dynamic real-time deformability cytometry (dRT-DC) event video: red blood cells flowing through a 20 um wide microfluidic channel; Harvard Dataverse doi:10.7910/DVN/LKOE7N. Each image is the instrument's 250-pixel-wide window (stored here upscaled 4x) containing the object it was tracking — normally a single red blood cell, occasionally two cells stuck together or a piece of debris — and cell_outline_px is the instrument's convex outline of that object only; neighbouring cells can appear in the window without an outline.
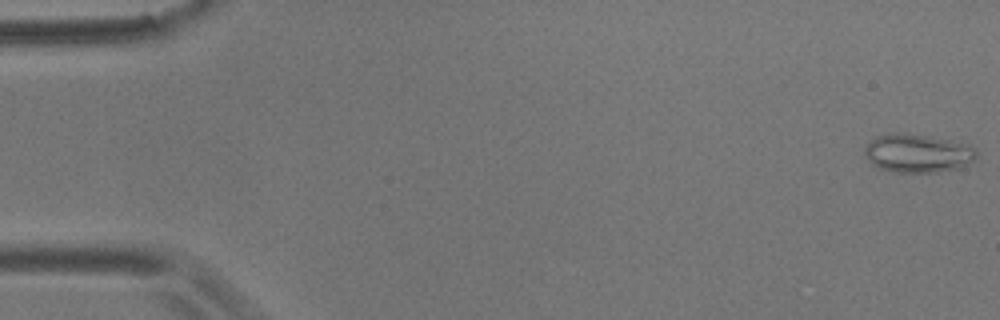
{"species": "common noctule bat (a hibernating species)", "species_latin": "Nyctalus noctula", "temperature_condition": "room temperature", "stored_images_in_passage": 59, "camera_frame_rate_fps": 3000, "um_per_image_px": 0.085, "animal": {"sex": "male", "body_mass_g": 17.9}, "frame": {"image": 1, "passage_image": 1, "time_ms": 0.0, "image_size_px": [1000, 320], "cell_outline_px": [[976, 156], [968, 164], [956, 168], [936, 172], [896, 172], [880, 168], [872, 164], [868, 160], [864, 152], [864, 148], [876, 136], [892, 132], [904, 132], [948, 140], [968, 144], [976, 148]], "centroid_in_image_um": [77.98, 13.01], "position_along_channel_um": 7.0, "area_um2": 24.91}}
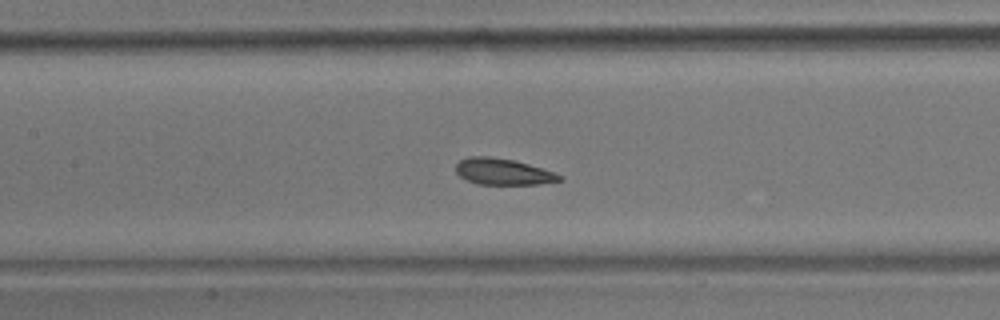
{"frame": {"image": 2, "passage_image": 27, "time_ms": 8.667, "image_size_px": [1000, 320], "cell_outline_px": [[564, 180], [536, 184], [476, 184], [460, 176], [456, 172], [456, 164], [460, 160], [468, 156], [488, 156], [516, 160], [564, 176]], "centroid_in_image_um": [42.74, 14.58], "position_along_channel_um": 164.7, "area_um2": 15.84}}
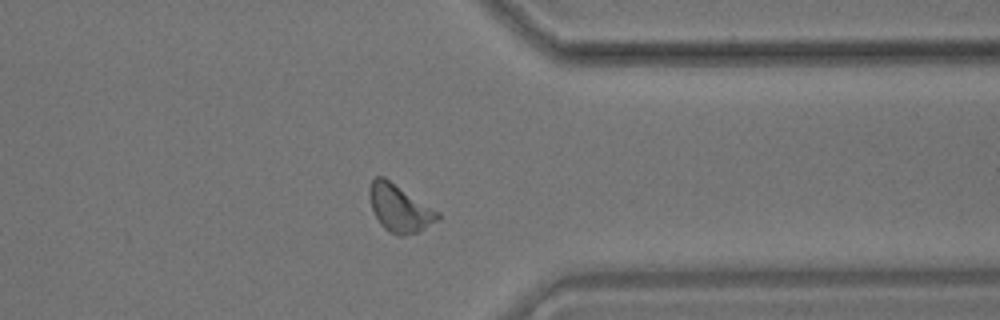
{"frame": {"image": 3, "passage_image": 46, "time_ms": 15.0, "image_size_px": [1000, 320], "cell_outline_px": [[440, 220], [416, 232], [404, 236], [400, 236], [388, 232], [380, 224], [372, 208], [368, 196], [368, 188], [372, 180], [376, 176], [384, 176], [440, 212]], "centroid_in_image_um": [33.96, 17.69], "position_along_channel_um": 377.4, "area_um2": 18.96}}